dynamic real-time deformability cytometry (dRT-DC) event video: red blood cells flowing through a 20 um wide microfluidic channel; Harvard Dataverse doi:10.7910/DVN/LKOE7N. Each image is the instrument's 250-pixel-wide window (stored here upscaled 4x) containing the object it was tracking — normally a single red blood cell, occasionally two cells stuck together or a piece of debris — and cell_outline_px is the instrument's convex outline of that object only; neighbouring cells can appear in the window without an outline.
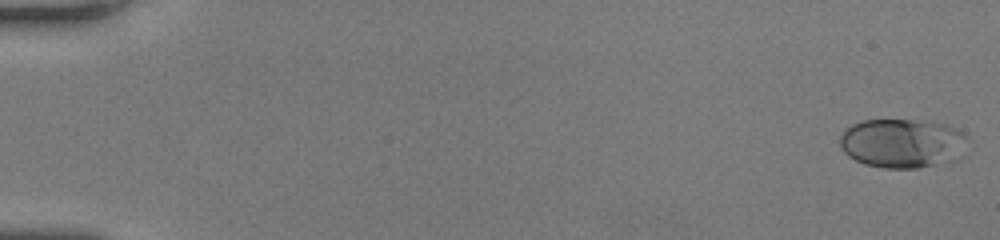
{"species": "human", "species_latin": "Homo sapiens", "temperature_condition": "room temperature", "stored_images_in_passage": 17, "camera_frame_rate_fps": 3000, "um_per_image_px": 0.085, "donor": {"sex": "female"}, "frame": {"image": 1, "passage_image": 1, "time_ms": 0.0, "image_size_px": [1000, 240], "cell_outline_px": [[972, 140], [956, 160], [920, 168], [884, 168], [864, 164], [848, 156], [840, 148], [840, 136], [844, 128], [860, 120], [912, 120], [948, 124], [964, 132]], "centroid_in_image_um": [76.74, 12.17], "position_along_channel_um": 8.3, "area_um2": 37.34}}
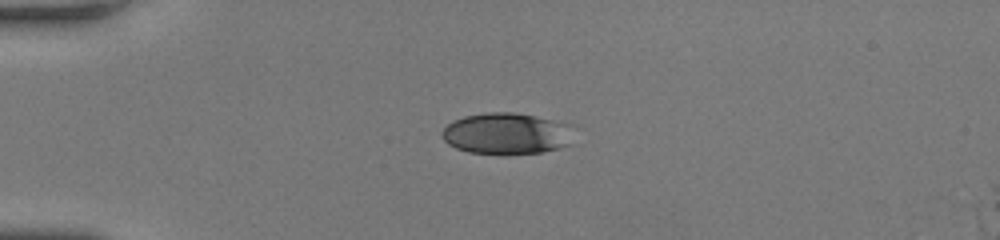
{"frame": {"image": 2, "passage_image": 15, "time_ms": 4.667, "image_size_px": [1000, 240], "cell_outline_px": [[576, 124], [572, 144], [560, 148], [540, 152], [504, 156], [468, 152], [456, 148], [448, 144], [444, 140], [440, 132], [452, 120], [464, 116], [488, 112], [512, 112], [536, 116]], "centroid_in_image_um": [43.14, 11.37], "position_along_channel_um": 41.9, "area_um2": 33.0}}